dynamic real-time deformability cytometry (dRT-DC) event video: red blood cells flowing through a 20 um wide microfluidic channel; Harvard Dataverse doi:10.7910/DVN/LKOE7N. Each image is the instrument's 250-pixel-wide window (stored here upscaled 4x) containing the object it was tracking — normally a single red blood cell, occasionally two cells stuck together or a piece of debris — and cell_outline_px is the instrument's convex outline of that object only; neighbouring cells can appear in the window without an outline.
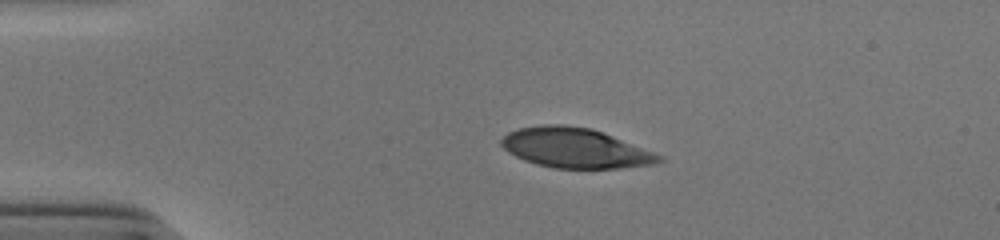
{"species": "human", "species_latin": "Homo sapiens", "temperature_condition": "cold", "stored_images_in_passage": 42, "camera_frame_rate_fps": 3000, "um_per_image_px": 0.085, "donor": {"sex": "male"}, "frame": {"image": 1, "passage_image": 1, "time_ms": 0.0, "image_size_px": [1000, 240], "cell_outline_px": [[664, 160], [652, 164], [620, 168], [552, 168], [536, 164], [524, 160], [508, 152], [500, 144], [500, 140], [508, 132], [520, 128], [540, 124], [564, 124], [592, 128], [652, 152], [660, 156]], "centroid_in_image_um": [48.82, 12.57], "position_along_channel_um": 36.2, "area_um2": 36.3}}
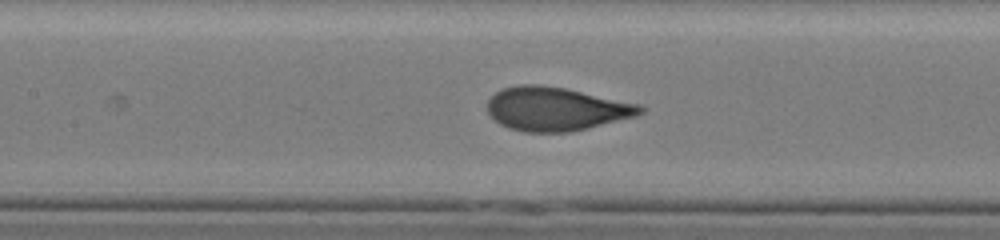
{"frame": {"image": 2, "passage_image": 14, "time_ms": 4.333, "image_size_px": [1000, 240], "cell_outline_px": [[648, 108], [644, 112], [636, 116], [588, 128], [568, 132], [524, 132], [508, 128], [500, 124], [488, 112], [488, 100], [496, 92], [504, 88], [516, 84], [540, 84], [564, 88], [640, 104]], "centroid_in_image_um": [47.28, 9.25], "position_along_channel_um": 160.1, "area_um2": 38.84}}
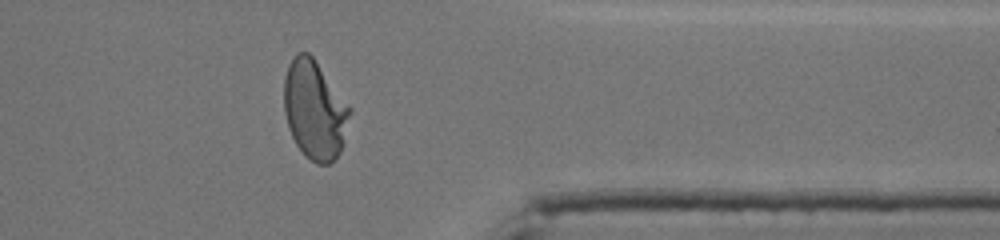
{"frame": {"image": 3, "passage_image": 32, "time_ms": 10.333, "image_size_px": [1000, 240], "cell_outline_px": [[352, 112], [344, 144], [340, 152], [328, 164], [316, 164], [304, 156], [296, 144], [288, 128], [284, 112], [284, 80], [288, 64], [296, 52], [308, 52], [312, 56], [352, 108]], "centroid_in_image_um": [26.75, 9.35], "position_along_channel_um": 384.6, "area_um2": 38.26}, "authors_computed_cell_mechanics": {"area_um2": 38.4948, "velocity_mm_per_s": 3.9083, "shape_relaxation_time_tau1_ms": 5.0134, "shape_relaxation_time_tau2_ms": null, "deformation_change_tau1": 0.2088, "deformation_change_tau2": null}}